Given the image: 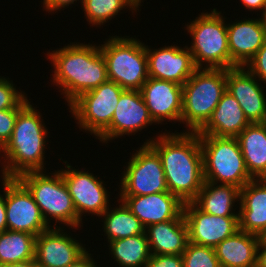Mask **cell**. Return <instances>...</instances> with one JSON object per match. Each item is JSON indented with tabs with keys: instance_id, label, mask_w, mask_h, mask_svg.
I'll use <instances>...</instances> for the list:
<instances>
[{
	"instance_id": "e575fe53",
	"label": "cell",
	"mask_w": 266,
	"mask_h": 267,
	"mask_svg": "<svg viewBox=\"0 0 266 267\" xmlns=\"http://www.w3.org/2000/svg\"><path fill=\"white\" fill-rule=\"evenodd\" d=\"M146 267H184L182 255H153Z\"/></svg>"
},
{
	"instance_id": "7c38bea8",
	"label": "cell",
	"mask_w": 266,
	"mask_h": 267,
	"mask_svg": "<svg viewBox=\"0 0 266 267\" xmlns=\"http://www.w3.org/2000/svg\"><path fill=\"white\" fill-rule=\"evenodd\" d=\"M59 171L72 197L78 215V228L82 226L83 214L100 217L109 208V194L99 177L88 171L73 169L69 164L65 166V170Z\"/></svg>"
},
{
	"instance_id": "7402d4cb",
	"label": "cell",
	"mask_w": 266,
	"mask_h": 267,
	"mask_svg": "<svg viewBox=\"0 0 266 267\" xmlns=\"http://www.w3.org/2000/svg\"><path fill=\"white\" fill-rule=\"evenodd\" d=\"M249 124L238 101L226 90L207 123L197 133L217 137H236Z\"/></svg>"
},
{
	"instance_id": "9c48e42d",
	"label": "cell",
	"mask_w": 266,
	"mask_h": 267,
	"mask_svg": "<svg viewBox=\"0 0 266 267\" xmlns=\"http://www.w3.org/2000/svg\"><path fill=\"white\" fill-rule=\"evenodd\" d=\"M125 91L117 83L107 80L95 89L81 94L70 105V111L83 128L98 138L111 124V120Z\"/></svg>"
},
{
	"instance_id": "4316f807",
	"label": "cell",
	"mask_w": 266,
	"mask_h": 267,
	"mask_svg": "<svg viewBox=\"0 0 266 267\" xmlns=\"http://www.w3.org/2000/svg\"><path fill=\"white\" fill-rule=\"evenodd\" d=\"M108 243L110 254L118 265L120 264L119 266L122 267H146L151 257L149 242L145 232Z\"/></svg>"
},
{
	"instance_id": "8fae6325",
	"label": "cell",
	"mask_w": 266,
	"mask_h": 267,
	"mask_svg": "<svg viewBox=\"0 0 266 267\" xmlns=\"http://www.w3.org/2000/svg\"><path fill=\"white\" fill-rule=\"evenodd\" d=\"M7 229L36 237L51 227L46 224L31 193L17 178H5Z\"/></svg>"
},
{
	"instance_id": "8992f818",
	"label": "cell",
	"mask_w": 266,
	"mask_h": 267,
	"mask_svg": "<svg viewBox=\"0 0 266 267\" xmlns=\"http://www.w3.org/2000/svg\"><path fill=\"white\" fill-rule=\"evenodd\" d=\"M224 19L221 12L214 8L211 13H201L187 24L186 30L192 37L188 49L196 68L230 69L227 24Z\"/></svg>"
},
{
	"instance_id": "603a6c76",
	"label": "cell",
	"mask_w": 266,
	"mask_h": 267,
	"mask_svg": "<svg viewBox=\"0 0 266 267\" xmlns=\"http://www.w3.org/2000/svg\"><path fill=\"white\" fill-rule=\"evenodd\" d=\"M150 252L153 255H182L188 243L185 219H173L145 228Z\"/></svg>"
},
{
	"instance_id": "d6986e66",
	"label": "cell",
	"mask_w": 266,
	"mask_h": 267,
	"mask_svg": "<svg viewBox=\"0 0 266 267\" xmlns=\"http://www.w3.org/2000/svg\"><path fill=\"white\" fill-rule=\"evenodd\" d=\"M118 200L125 203L145 228L160 222L184 219V203L169 191L143 196H120Z\"/></svg>"
},
{
	"instance_id": "cb8c5ba5",
	"label": "cell",
	"mask_w": 266,
	"mask_h": 267,
	"mask_svg": "<svg viewBox=\"0 0 266 267\" xmlns=\"http://www.w3.org/2000/svg\"><path fill=\"white\" fill-rule=\"evenodd\" d=\"M260 236L242 230L221 241L215 252L221 267H256Z\"/></svg>"
},
{
	"instance_id": "60d3db41",
	"label": "cell",
	"mask_w": 266,
	"mask_h": 267,
	"mask_svg": "<svg viewBox=\"0 0 266 267\" xmlns=\"http://www.w3.org/2000/svg\"><path fill=\"white\" fill-rule=\"evenodd\" d=\"M8 267H37L35 259H30L24 262L7 264Z\"/></svg>"
},
{
	"instance_id": "5b68a950",
	"label": "cell",
	"mask_w": 266,
	"mask_h": 267,
	"mask_svg": "<svg viewBox=\"0 0 266 267\" xmlns=\"http://www.w3.org/2000/svg\"><path fill=\"white\" fill-rule=\"evenodd\" d=\"M199 139L205 181L234 185L241 189L254 179L248 173L236 137L199 135Z\"/></svg>"
},
{
	"instance_id": "f546056e",
	"label": "cell",
	"mask_w": 266,
	"mask_h": 267,
	"mask_svg": "<svg viewBox=\"0 0 266 267\" xmlns=\"http://www.w3.org/2000/svg\"><path fill=\"white\" fill-rule=\"evenodd\" d=\"M141 2L142 0H83L82 6L87 21L94 26H101L118 15L123 8H131L132 13L137 12Z\"/></svg>"
},
{
	"instance_id": "484cf974",
	"label": "cell",
	"mask_w": 266,
	"mask_h": 267,
	"mask_svg": "<svg viewBox=\"0 0 266 267\" xmlns=\"http://www.w3.org/2000/svg\"><path fill=\"white\" fill-rule=\"evenodd\" d=\"M240 201V188L234 185L204 181L203 187L192 203L202 212L219 217H238L233 209Z\"/></svg>"
},
{
	"instance_id": "5bb4252c",
	"label": "cell",
	"mask_w": 266,
	"mask_h": 267,
	"mask_svg": "<svg viewBox=\"0 0 266 267\" xmlns=\"http://www.w3.org/2000/svg\"><path fill=\"white\" fill-rule=\"evenodd\" d=\"M155 124L139 90H125L115 108L111 124L98 137L100 142L107 143L119 136L137 133Z\"/></svg>"
},
{
	"instance_id": "52a82bcc",
	"label": "cell",
	"mask_w": 266,
	"mask_h": 267,
	"mask_svg": "<svg viewBox=\"0 0 266 267\" xmlns=\"http://www.w3.org/2000/svg\"><path fill=\"white\" fill-rule=\"evenodd\" d=\"M17 179L31 193L48 226L49 220L54 218L56 224L52 227H56L57 222L73 229L78 227V215L59 170L51 175L44 171H29L19 175Z\"/></svg>"
},
{
	"instance_id": "8d00e7d4",
	"label": "cell",
	"mask_w": 266,
	"mask_h": 267,
	"mask_svg": "<svg viewBox=\"0 0 266 267\" xmlns=\"http://www.w3.org/2000/svg\"><path fill=\"white\" fill-rule=\"evenodd\" d=\"M4 189L3 195L0 194V233L7 229L6 206H5V178H2Z\"/></svg>"
},
{
	"instance_id": "2e32d148",
	"label": "cell",
	"mask_w": 266,
	"mask_h": 267,
	"mask_svg": "<svg viewBox=\"0 0 266 267\" xmlns=\"http://www.w3.org/2000/svg\"><path fill=\"white\" fill-rule=\"evenodd\" d=\"M145 50L148 77L172 81L183 86L197 69L187 46L182 48L171 45L152 51L145 45Z\"/></svg>"
},
{
	"instance_id": "277c9868",
	"label": "cell",
	"mask_w": 266,
	"mask_h": 267,
	"mask_svg": "<svg viewBox=\"0 0 266 267\" xmlns=\"http://www.w3.org/2000/svg\"><path fill=\"white\" fill-rule=\"evenodd\" d=\"M227 69L197 68L182 86L181 122L198 132L209 120L226 91Z\"/></svg>"
},
{
	"instance_id": "3957f363",
	"label": "cell",
	"mask_w": 266,
	"mask_h": 267,
	"mask_svg": "<svg viewBox=\"0 0 266 267\" xmlns=\"http://www.w3.org/2000/svg\"><path fill=\"white\" fill-rule=\"evenodd\" d=\"M41 117L30 102L18 112L13 133L0 149L5 162H2V177L17 178L25 172L44 170L48 129Z\"/></svg>"
},
{
	"instance_id": "ffe728a7",
	"label": "cell",
	"mask_w": 266,
	"mask_h": 267,
	"mask_svg": "<svg viewBox=\"0 0 266 267\" xmlns=\"http://www.w3.org/2000/svg\"><path fill=\"white\" fill-rule=\"evenodd\" d=\"M230 68L245 67L266 42L262 18L245 19L227 24Z\"/></svg>"
},
{
	"instance_id": "b9f144b4",
	"label": "cell",
	"mask_w": 266,
	"mask_h": 267,
	"mask_svg": "<svg viewBox=\"0 0 266 267\" xmlns=\"http://www.w3.org/2000/svg\"><path fill=\"white\" fill-rule=\"evenodd\" d=\"M261 17H262L263 24L266 27V8H265L264 12H262Z\"/></svg>"
},
{
	"instance_id": "f1b7e54d",
	"label": "cell",
	"mask_w": 266,
	"mask_h": 267,
	"mask_svg": "<svg viewBox=\"0 0 266 267\" xmlns=\"http://www.w3.org/2000/svg\"><path fill=\"white\" fill-rule=\"evenodd\" d=\"M36 236L6 229L0 233V265L35 259Z\"/></svg>"
},
{
	"instance_id": "6da1fadb",
	"label": "cell",
	"mask_w": 266,
	"mask_h": 267,
	"mask_svg": "<svg viewBox=\"0 0 266 267\" xmlns=\"http://www.w3.org/2000/svg\"><path fill=\"white\" fill-rule=\"evenodd\" d=\"M146 141L161 158L169 192L183 203L192 202L205 181L199 134L163 132Z\"/></svg>"
},
{
	"instance_id": "4fadbf2b",
	"label": "cell",
	"mask_w": 266,
	"mask_h": 267,
	"mask_svg": "<svg viewBox=\"0 0 266 267\" xmlns=\"http://www.w3.org/2000/svg\"><path fill=\"white\" fill-rule=\"evenodd\" d=\"M188 242L215 248L239 230L238 217H219L199 210L192 202L184 203Z\"/></svg>"
},
{
	"instance_id": "7a4b0ae2",
	"label": "cell",
	"mask_w": 266,
	"mask_h": 267,
	"mask_svg": "<svg viewBox=\"0 0 266 267\" xmlns=\"http://www.w3.org/2000/svg\"><path fill=\"white\" fill-rule=\"evenodd\" d=\"M47 55L54 67V85L61 88L68 106L81 94L108 80L106 61L99 46L70 43Z\"/></svg>"
},
{
	"instance_id": "1f68e13d",
	"label": "cell",
	"mask_w": 266,
	"mask_h": 267,
	"mask_svg": "<svg viewBox=\"0 0 266 267\" xmlns=\"http://www.w3.org/2000/svg\"><path fill=\"white\" fill-rule=\"evenodd\" d=\"M9 78L0 77V110L17 108L27 97L23 91L19 92L9 81Z\"/></svg>"
},
{
	"instance_id": "f35d334b",
	"label": "cell",
	"mask_w": 266,
	"mask_h": 267,
	"mask_svg": "<svg viewBox=\"0 0 266 267\" xmlns=\"http://www.w3.org/2000/svg\"><path fill=\"white\" fill-rule=\"evenodd\" d=\"M91 254L88 253V251L79 258L75 263L70 264L67 267H98L97 264L95 265V260L91 258ZM100 267V266H99Z\"/></svg>"
},
{
	"instance_id": "9a60e30c",
	"label": "cell",
	"mask_w": 266,
	"mask_h": 267,
	"mask_svg": "<svg viewBox=\"0 0 266 267\" xmlns=\"http://www.w3.org/2000/svg\"><path fill=\"white\" fill-rule=\"evenodd\" d=\"M86 252L83 244L66 234L61 227H50L35 239L37 267H67Z\"/></svg>"
},
{
	"instance_id": "ab89813d",
	"label": "cell",
	"mask_w": 266,
	"mask_h": 267,
	"mask_svg": "<svg viewBox=\"0 0 266 267\" xmlns=\"http://www.w3.org/2000/svg\"><path fill=\"white\" fill-rule=\"evenodd\" d=\"M245 9L250 11L253 10H262L264 12L266 8V0H241Z\"/></svg>"
},
{
	"instance_id": "d590c367",
	"label": "cell",
	"mask_w": 266,
	"mask_h": 267,
	"mask_svg": "<svg viewBox=\"0 0 266 267\" xmlns=\"http://www.w3.org/2000/svg\"><path fill=\"white\" fill-rule=\"evenodd\" d=\"M77 1L79 0H43V8H45L44 10L49 12L56 10L58 11L61 10L62 7L65 8ZM80 1V3L82 4L83 0Z\"/></svg>"
},
{
	"instance_id": "d6a6232c",
	"label": "cell",
	"mask_w": 266,
	"mask_h": 267,
	"mask_svg": "<svg viewBox=\"0 0 266 267\" xmlns=\"http://www.w3.org/2000/svg\"><path fill=\"white\" fill-rule=\"evenodd\" d=\"M29 102L26 98L17 108L0 110V149L10 139L18 112Z\"/></svg>"
},
{
	"instance_id": "d4e9b609",
	"label": "cell",
	"mask_w": 266,
	"mask_h": 267,
	"mask_svg": "<svg viewBox=\"0 0 266 267\" xmlns=\"http://www.w3.org/2000/svg\"><path fill=\"white\" fill-rule=\"evenodd\" d=\"M248 173L266 178V122L250 123L236 136Z\"/></svg>"
},
{
	"instance_id": "ac0fdd59",
	"label": "cell",
	"mask_w": 266,
	"mask_h": 267,
	"mask_svg": "<svg viewBox=\"0 0 266 267\" xmlns=\"http://www.w3.org/2000/svg\"><path fill=\"white\" fill-rule=\"evenodd\" d=\"M140 93L155 123L159 125L166 120L181 122L182 85L148 77Z\"/></svg>"
},
{
	"instance_id": "ba28073f",
	"label": "cell",
	"mask_w": 266,
	"mask_h": 267,
	"mask_svg": "<svg viewBox=\"0 0 266 267\" xmlns=\"http://www.w3.org/2000/svg\"><path fill=\"white\" fill-rule=\"evenodd\" d=\"M110 38L99 45L106 61L108 80L125 90L140 91L148 79L145 45L133 37L115 35Z\"/></svg>"
},
{
	"instance_id": "836d02e7",
	"label": "cell",
	"mask_w": 266,
	"mask_h": 267,
	"mask_svg": "<svg viewBox=\"0 0 266 267\" xmlns=\"http://www.w3.org/2000/svg\"><path fill=\"white\" fill-rule=\"evenodd\" d=\"M245 67L258 78L259 82L266 83V42Z\"/></svg>"
},
{
	"instance_id": "4dcf8cb0",
	"label": "cell",
	"mask_w": 266,
	"mask_h": 267,
	"mask_svg": "<svg viewBox=\"0 0 266 267\" xmlns=\"http://www.w3.org/2000/svg\"><path fill=\"white\" fill-rule=\"evenodd\" d=\"M184 267H221L215 248L188 242L182 254Z\"/></svg>"
},
{
	"instance_id": "e0dca14e",
	"label": "cell",
	"mask_w": 266,
	"mask_h": 267,
	"mask_svg": "<svg viewBox=\"0 0 266 267\" xmlns=\"http://www.w3.org/2000/svg\"><path fill=\"white\" fill-rule=\"evenodd\" d=\"M257 80L245 67L227 69L226 90L238 101L250 123L266 122V94Z\"/></svg>"
},
{
	"instance_id": "83f0119b",
	"label": "cell",
	"mask_w": 266,
	"mask_h": 267,
	"mask_svg": "<svg viewBox=\"0 0 266 267\" xmlns=\"http://www.w3.org/2000/svg\"><path fill=\"white\" fill-rule=\"evenodd\" d=\"M121 202V204L119 203ZM119 207L108 208L100 217H104V233L108 242L143 234L145 227L140 220L130 211L122 200L118 201ZM112 209V210H109Z\"/></svg>"
},
{
	"instance_id": "44dd1931",
	"label": "cell",
	"mask_w": 266,
	"mask_h": 267,
	"mask_svg": "<svg viewBox=\"0 0 266 267\" xmlns=\"http://www.w3.org/2000/svg\"><path fill=\"white\" fill-rule=\"evenodd\" d=\"M239 229L266 236V178L252 179L240 189Z\"/></svg>"
},
{
	"instance_id": "30bf717a",
	"label": "cell",
	"mask_w": 266,
	"mask_h": 267,
	"mask_svg": "<svg viewBox=\"0 0 266 267\" xmlns=\"http://www.w3.org/2000/svg\"><path fill=\"white\" fill-rule=\"evenodd\" d=\"M127 164L120 182V196H143L169 191L161 158L149 143H144L136 150Z\"/></svg>"
},
{
	"instance_id": "74e56055",
	"label": "cell",
	"mask_w": 266,
	"mask_h": 267,
	"mask_svg": "<svg viewBox=\"0 0 266 267\" xmlns=\"http://www.w3.org/2000/svg\"><path fill=\"white\" fill-rule=\"evenodd\" d=\"M256 267H266V236H262L259 241Z\"/></svg>"
}]
</instances>
